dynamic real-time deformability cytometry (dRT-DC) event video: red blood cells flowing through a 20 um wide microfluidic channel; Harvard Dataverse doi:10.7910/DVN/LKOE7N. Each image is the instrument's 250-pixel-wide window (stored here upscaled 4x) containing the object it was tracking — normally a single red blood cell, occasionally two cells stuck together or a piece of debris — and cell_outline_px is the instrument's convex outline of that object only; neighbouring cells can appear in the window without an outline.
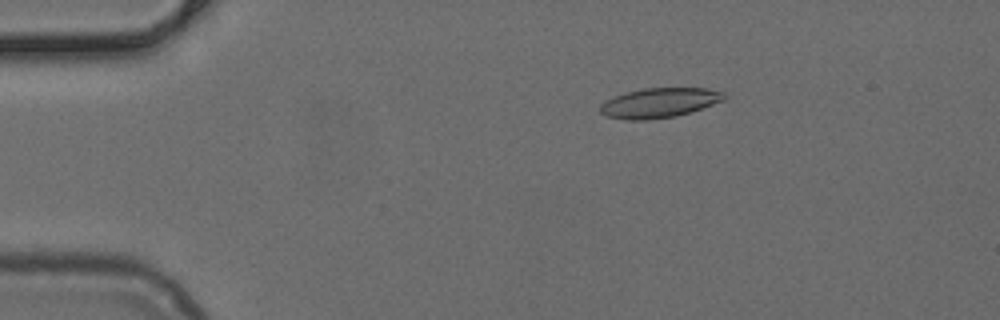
{"species": "common noctule bat (a hibernating species)", "species_latin": "Nyctalus noctula", "temperature_condition": "cold", "stored_images_in_passage": 51, "camera_frame_rate_fps": 3000, "um_per_image_px": 0.085, "animal": {"sex": "female", "body_mass_g": 24.6, "forearm_length_mm": 56.2}, "frame": {"image": 1, "passage_image": 9, "time_ms": 2.667, "image_size_px": [1000, 320], "cell_outline_px": [[728, 96], [724, 100], [676, 116], [648, 120], [628, 120], [604, 116], [600, 112], [600, 104], [604, 100], [624, 92], [644, 88], [704, 88], [724, 92]], "centroid_in_image_um": [55.98, 8.74], "position_along_channel_um": 29.0, "area_um2": 21.56}}
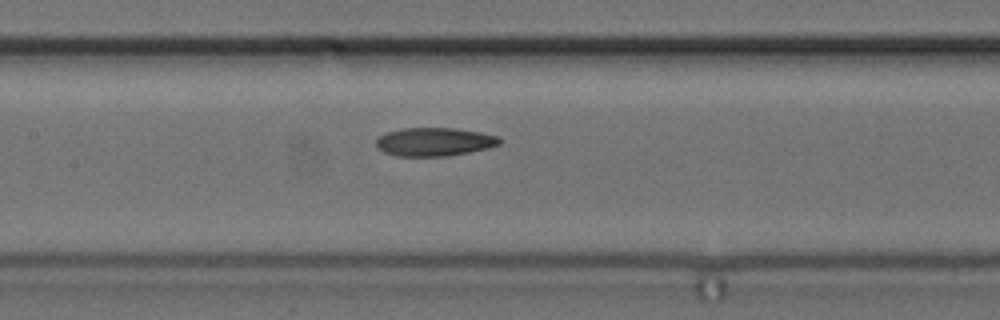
{"frame": {"image": 2, "passage_image": 24, "time_ms": 7.667, "image_size_px": [1000, 320], "cell_outline_px": [[504, 140], [500, 144], [488, 148], [468, 152], [444, 156], [396, 156], [384, 152], [376, 144], [376, 140], [380, 136], [388, 132], [404, 128], [456, 128], [480, 132], [500, 136]], "centroid_in_image_um": [36.98, 12.05], "position_along_channel_um": 170.4, "area_um2": 20.4}}
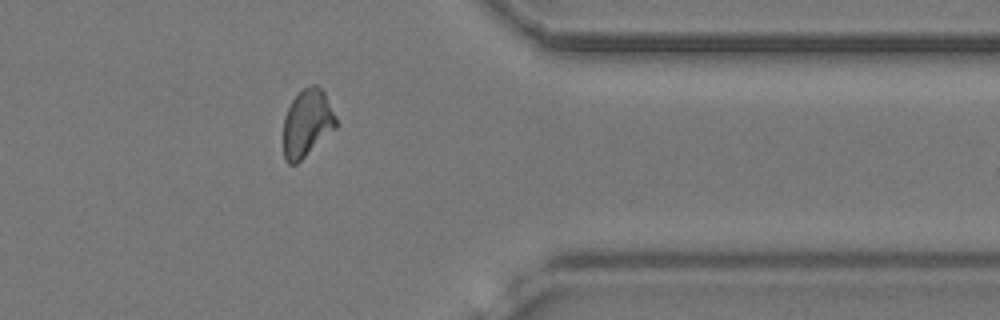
{"frame": {"image": 3, "passage_image": 41, "time_ms": 13.333, "image_size_px": [1000, 320], "cell_outline_px": [[336, 128], [296, 164], [288, 164], [284, 160], [284, 116], [292, 100], [304, 88], [312, 84], [316, 84], [324, 92], [336, 116]], "centroid_in_image_um": [26.1, 10.47], "position_along_channel_um": 385.3, "area_um2": 20.46}}